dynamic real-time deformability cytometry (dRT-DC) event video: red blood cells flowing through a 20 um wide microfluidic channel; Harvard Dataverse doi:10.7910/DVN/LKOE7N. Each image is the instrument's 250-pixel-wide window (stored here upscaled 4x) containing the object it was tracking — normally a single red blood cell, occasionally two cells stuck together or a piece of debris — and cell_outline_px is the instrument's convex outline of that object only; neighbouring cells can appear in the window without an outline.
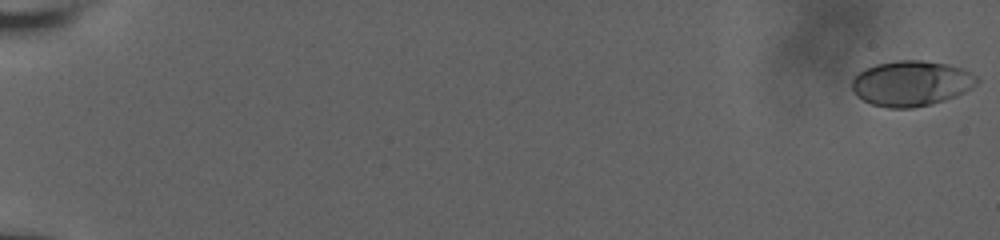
{"species": "human", "species_latin": "Homo sapiens", "temperature_condition": "room temperature", "stored_images_in_passage": 58, "camera_frame_rate_fps": 3000, "um_per_image_px": 0.085, "donor": {"sex": "male"}, "frame": {"image": 1, "passage_image": 1, "time_ms": 0.0, "image_size_px": [1000, 240], "cell_outline_px": [[980, 80], [972, 88], [956, 96], [932, 104], [912, 108], [888, 108], [872, 104], [856, 96], [852, 88], [852, 80], [864, 68], [876, 64], [896, 60], [924, 60], [948, 64], [972, 72]], "centroid_in_image_um": [77.47, 7.08], "position_along_channel_um": 7.5, "area_um2": 33.18}}
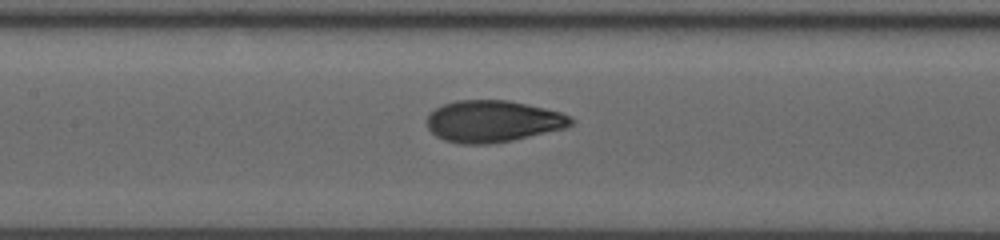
{"frame": {"image": 2, "passage_image": 31, "time_ms": 10.0, "image_size_px": [1000, 240], "cell_outline_px": [[576, 120], [572, 124], [564, 128], [512, 140], [488, 144], [460, 144], [444, 140], [436, 136], [428, 128], [428, 116], [436, 108], [444, 104], [456, 100], [508, 100], [544, 108], [560, 112]], "centroid_in_image_um": [41.89, 10.31], "position_along_channel_um": 165.5, "area_um2": 34.74}}
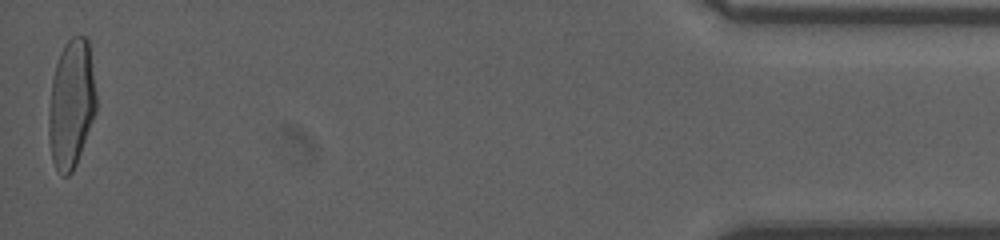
{"frame": {"image": 3, "passage_image": 58, "time_ms": 19.0, "image_size_px": [1000, 240], "cell_outline_px": [[96, 112], [76, 164], [72, 172], [68, 176], [60, 176], [52, 160], [48, 136], [48, 120], [52, 80], [56, 64], [60, 52], [64, 44], [72, 36], [88, 36], [96, 92]], "centroid_in_image_um": [6.06, 8.83], "position_along_channel_um": 429.1, "area_um2": 35.78}, "authors_computed_cell_mechanics": {"area_um2": 34.2754, "velocity_mm_per_s": 3.8339, "shape_relaxation_time_tau1_ms": 5.061, "shape_relaxation_time_tau2_ms": 0.7965, "deformation_change_tau1": 0.1988, "deformation_change_tau2": 0.0604}}